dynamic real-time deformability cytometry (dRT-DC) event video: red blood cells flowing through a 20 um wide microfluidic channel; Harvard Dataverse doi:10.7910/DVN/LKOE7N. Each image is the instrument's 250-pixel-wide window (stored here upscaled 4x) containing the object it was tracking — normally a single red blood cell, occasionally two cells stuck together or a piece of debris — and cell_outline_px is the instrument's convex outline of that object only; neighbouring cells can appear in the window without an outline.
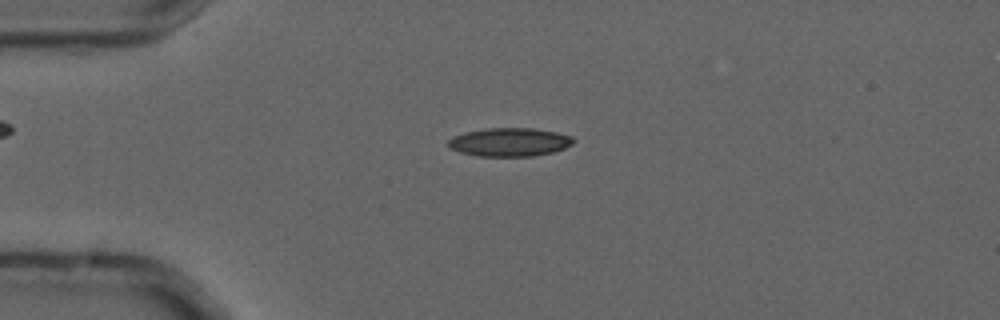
{"species": "common noctule bat (a hibernating species)", "species_latin": "Nyctalus noctula", "temperature_condition": "cold", "stored_images_in_passage": 4, "camera_frame_rate_fps": 3000, "um_per_image_px": 0.085, "animal": {"sex": "male", "forearm_length_mm": 52.5}, "frame": {"image": 1, "passage_image": 3, "time_ms": 0.667, "image_size_px": [1000, 320], "cell_outline_px": [[576, 140], [572, 144], [564, 148], [552, 152], [532, 156], [480, 156], [460, 152], [448, 148], [448, 140], [452, 136], [464, 132], [484, 128], [532, 128], [556, 132], [572, 136]], "centroid_in_image_um": [43.29, 12.07], "position_along_channel_um": 41.7, "area_um2": 20.87}}